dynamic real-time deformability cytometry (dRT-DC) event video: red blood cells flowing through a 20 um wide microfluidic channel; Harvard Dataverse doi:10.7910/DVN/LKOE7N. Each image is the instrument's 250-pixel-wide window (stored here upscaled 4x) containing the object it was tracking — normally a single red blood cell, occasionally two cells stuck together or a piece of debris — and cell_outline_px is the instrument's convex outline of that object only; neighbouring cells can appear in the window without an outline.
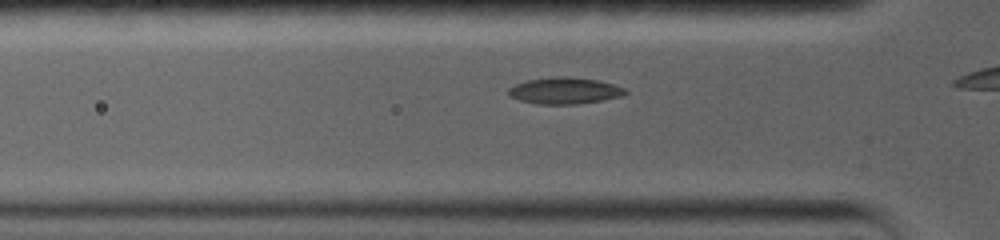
{"species": "common noctule bat (a hibernating species)", "species_latin": "Nyctalus noctula", "temperature_condition": "warm", "stored_images_in_passage": 7, "camera_frame_rate_fps": 5000, "um_per_image_px": 0.085, "animal": {"sex": "female", "body_mass_g": 19.0, "forearm_length_mm": 56.7}, "frame": {"image": 1, "passage_image": 4, "time_ms": 2.0, "image_size_px": [1000, 240], "cell_outline_px": [[628, 92], [620, 96], [580, 104], [536, 104], [520, 100], [508, 96], [508, 88], [516, 84], [528, 80], [552, 76], [572, 76], [600, 80], [624, 88]], "centroid_in_image_um": [47.96, 7.7], "position_along_channel_um": 77.8, "area_um2": 18.15}}
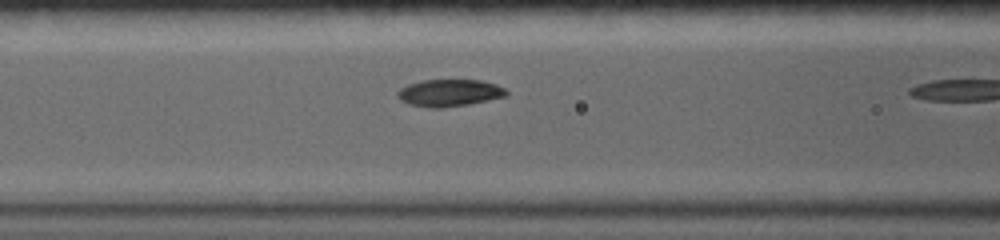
{"frame": {"image": 2, "passage_image": 6, "time_ms": 3.4, "image_size_px": [1000, 240], "cell_outline_px": [[508, 96], [468, 104], [440, 108], [428, 108], [408, 104], [400, 100], [396, 96], [396, 92], [400, 88], [408, 84], [420, 80], [480, 80], [496, 84], [504, 88], [508, 92]], "centroid_in_image_um": [38.16, 7.89], "position_along_channel_um": 128.4, "area_um2": 17.34}}